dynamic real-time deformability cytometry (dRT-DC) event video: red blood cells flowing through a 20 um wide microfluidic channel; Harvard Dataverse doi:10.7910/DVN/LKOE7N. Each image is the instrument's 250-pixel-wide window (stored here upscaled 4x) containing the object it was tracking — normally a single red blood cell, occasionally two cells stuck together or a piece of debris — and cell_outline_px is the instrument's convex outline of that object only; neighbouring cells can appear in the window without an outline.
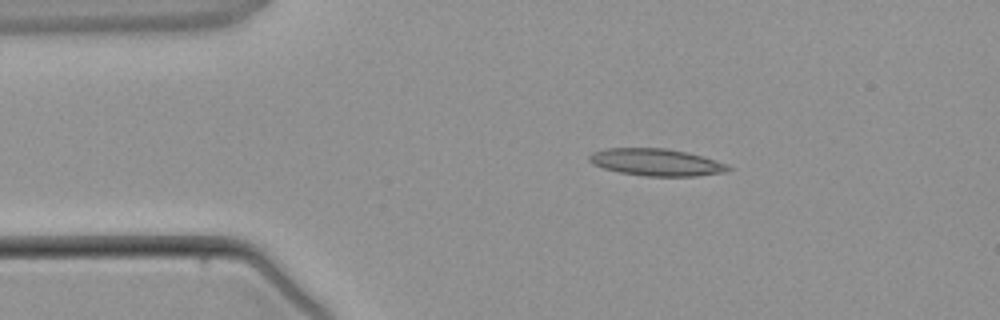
{"species": "common noctule bat (a hibernating species)", "species_latin": "Nyctalus noctula", "temperature_condition": "warm", "stored_images_in_passage": 2, "camera_frame_rate_fps": 3000, "um_per_image_px": 0.085, "animal": {"sex": "male", "body_mass_g": 21.5, "forearm_length_mm": 52.0}, "frame": {"image": 1, "passage_image": 1, "time_ms": 0.0, "image_size_px": [1000, 320], "cell_outline_px": [[732, 168], [724, 172], [696, 176], [644, 176], [620, 172], [604, 168], [588, 160], [588, 156], [592, 152], [608, 148], [664, 148], [688, 152], [728, 164]], "centroid_in_image_um": [55.8, 13.79], "position_along_channel_um": 29.2, "area_um2": 21.79}}